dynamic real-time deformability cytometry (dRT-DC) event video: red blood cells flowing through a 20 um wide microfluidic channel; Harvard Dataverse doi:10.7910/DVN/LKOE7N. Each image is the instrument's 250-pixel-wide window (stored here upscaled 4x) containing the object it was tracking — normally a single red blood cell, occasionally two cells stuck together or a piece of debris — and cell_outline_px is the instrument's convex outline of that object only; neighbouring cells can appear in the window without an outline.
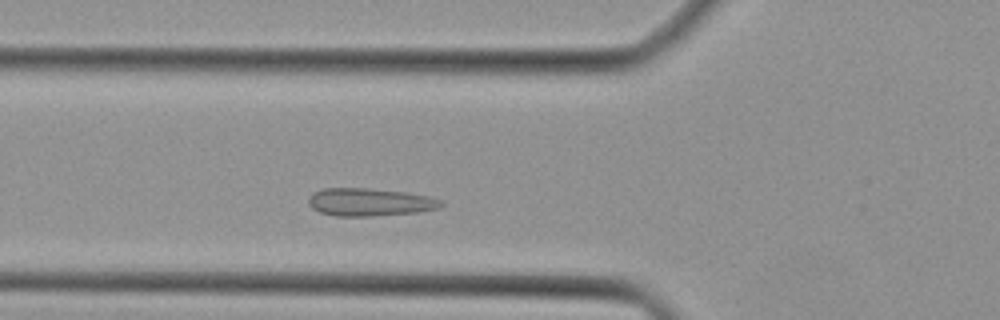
{"species": "Egyptian fruit bat (a non-hibernating species)", "species_latin": "Rousettus aegyptiacus", "temperature_condition": "cold", "stored_images_in_passage": 35, "camera_frame_rate_fps": 3000, "um_per_image_px": 0.085, "animal": {"sex": "female"}, "frame": {"image": 1, "passage_image": 7, "time_ms": 2.0, "image_size_px": [1000, 320], "cell_outline_px": [[444, 204], [440, 208], [416, 212], [372, 216], [336, 216], [320, 212], [312, 208], [308, 204], [308, 196], [312, 192], [324, 188], [368, 188], [408, 192], [428, 196], [440, 200]], "centroid_in_image_um": [31.4, 17.17], "position_along_channel_um": 94.4, "area_um2": 21.62}}
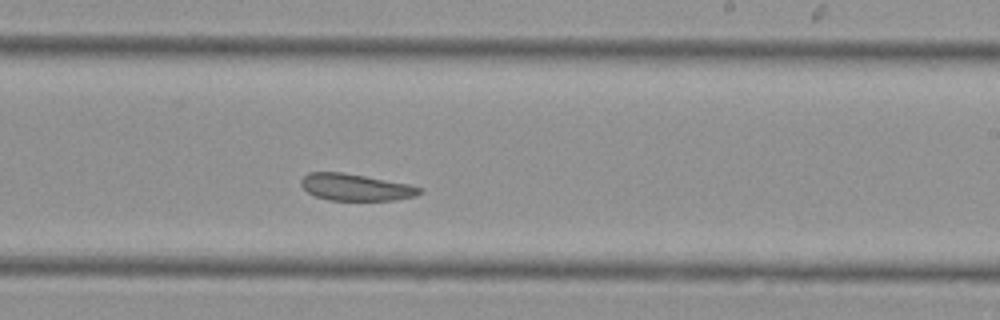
{"frame": {"image": 2, "passage_image": 18, "time_ms": 5.667, "image_size_px": [1000, 320], "cell_outline_px": [[424, 192], [416, 196], [396, 200], [328, 200], [316, 196], [308, 192], [300, 184], [300, 180], [308, 172], [344, 172], [408, 184], [424, 188]], "centroid_in_image_um": [30.26, 15.91], "position_along_channel_um": 258.7, "area_um2": 18.61}}
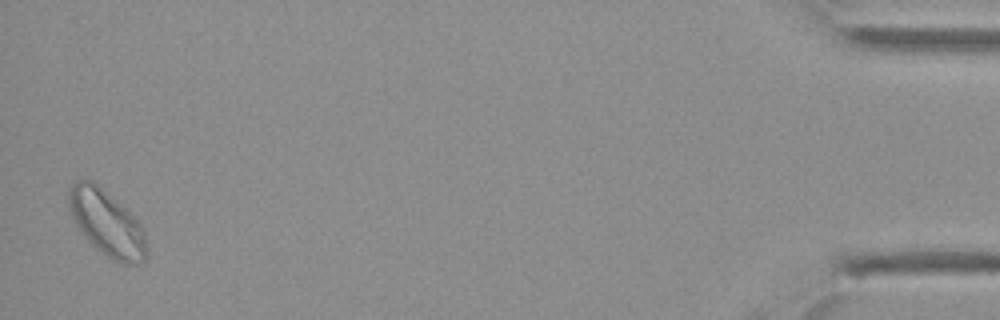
{"frame": {"image": 3, "passage_image": 35, "time_ms": 11.333, "image_size_px": [1000, 320], "cell_outline_px": [[148, 256], [140, 264], [120, 264], [96, 248], [88, 240], [76, 224], [68, 208], [68, 188], [76, 180], [92, 180], [124, 208], [144, 228], [148, 248]], "centroid_in_image_um": [9.09, 18.99], "position_along_channel_um": 426.1, "area_um2": 29.59}}